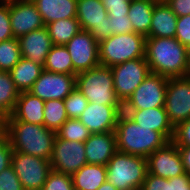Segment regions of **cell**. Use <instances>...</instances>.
Here are the masks:
<instances>
[{"mask_svg": "<svg viewBox=\"0 0 190 190\" xmlns=\"http://www.w3.org/2000/svg\"><path fill=\"white\" fill-rule=\"evenodd\" d=\"M145 59L153 74L186 77L187 47L175 37H146Z\"/></svg>", "mask_w": 190, "mask_h": 190, "instance_id": "obj_1", "label": "cell"}, {"mask_svg": "<svg viewBox=\"0 0 190 190\" xmlns=\"http://www.w3.org/2000/svg\"><path fill=\"white\" fill-rule=\"evenodd\" d=\"M4 136L14 151L51 160L56 132L44 125L5 118Z\"/></svg>", "mask_w": 190, "mask_h": 190, "instance_id": "obj_2", "label": "cell"}, {"mask_svg": "<svg viewBox=\"0 0 190 190\" xmlns=\"http://www.w3.org/2000/svg\"><path fill=\"white\" fill-rule=\"evenodd\" d=\"M117 151L147 158L169 142L160 132L140 127L125 112H121L116 129Z\"/></svg>", "mask_w": 190, "mask_h": 190, "instance_id": "obj_3", "label": "cell"}, {"mask_svg": "<svg viewBox=\"0 0 190 190\" xmlns=\"http://www.w3.org/2000/svg\"><path fill=\"white\" fill-rule=\"evenodd\" d=\"M106 169L107 181L118 190H140L148 173L147 158L117 151Z\"/></svg>", "mask_w": 190, "mask_h": 190, "instance_id": "obj_4", "label": "cell"}, {"mask_svg": "<svg viewBox=\"0 0 190 190\" xmlns=\"http://www.w3.org/2000/svg\"><path fill=\"white\" fill-rule=\"evenodd\" d=\"M145 40L144 35L136 32L112 34L99 43L100 65L113 67L129 60L144 58Z\"/></svg>", "mask_w": 190, "mask_h": 190, "instance_id": "obj_5", "label": "cell"}, {"mask_svg": "<svg viewBox=\"0 0 190 190\" xmlns=\"http://www.w3.org/2000/svg\"><path fill=\"white\" fill-rule=\"evenodd\" d=\"M76 88L88 102L103 105H123L117 98L111 67L99 65L76 75Z\"/></svg>", "mask_w": 190, "mask_h": 190, "instance_id": "obj_6", "label": "cell"}, {"mask_svg": "<svg viewBox=\"0 0 190 190\" xmlns=\"http://www.w3.org/2000/svg\"><path fill=\"white\" fill-rule=\"evenodd\" d=\"M114 90L122 104L132 95L135 89L151 73L144 58H137L111 67Z\"/></svg>", "mask_w": 190, "mask_h": 190, "instance_id": "obj_7", "label": "cell"}, {"mask_svg": "<svg viewBox=\"0 0 190 190\" xmlns=\"http://www.w3.org/2000/svg\"><path fill=\"white\" fill-rule=\"evenodd\" d=\"M11 165L24 190H41L52 171L49 160L18 151L13 152Z\"/></svg>", "mask_w": 190, "mask_h": 190, "instance_id": "obj_8", "label": "cell"}, {"mask_svg": "<svg viewBox=\"0 0 190 190\" xmlns=\"http://www.w3.org/2000/svg\"><path fill=\"white\" fill-rule=\"evenodd\" d=\"M76 18L81 30L89 31L98 43L112 35L108 11L101 0H77Z\"/></svg>", "mask_w": 190, "mask_h": 190, "instance_id": "obj_9", "label": "cell"}, {"mask_svg": "<svg viewBox=\"0 0 190 190\" xmlns=\"http://www.w3.org/2000/svg\"><path fill=\"white\" fill-rule=\"evenodd\" d=\"M168 77L150 73L123 104V109L164 107Z\"/></svg>", "mask_w": 190, "mask_h": 190, "instance_id": "obj_10", "label": "cell"}, {"mask_svg": "<svg viewBox=\"0 0 190 190\" xmlns=\"http://www.w3.org/2000/svg\"><path fill=\"white\" fill-rule=\"evenodd\" d=\"M164 108L174 127L190 118V78L168 79Z\"/></svg>", "mask_w": 190, "mask_h": 190, "instance_id": "obj_11", "label": "cell"}, {"mask_svg": "<svg viewBox=\"0 0 190 190\" xmlns=\"http://www.w3.org/2000/svg\"><path fill=\"white\" fill-rule=\"evenodd\" d=\"M50 163L52 170L72 176L87 164L84 143L63 140L56 135Z\"/></svg>", "mask_w": 190, "mask_h": 190, "instance_id": "obj_12", "label": "cell"}, {"mask_svg": "<svg viewBox=\"0 0 190 190\" xmlns=\"http://www.w3.org/2000/svg\"><path fill=\"white\" fill-rule=\"evenodd\" d=\"M65 46L77 74L100 65L99 43L89 31L80 30Z\"/></svg>", "mask_w": 190, "mask_h": 190, "instance_id": "obj_13", "label": "cell"}, {"mask_svg": "<svg viewBox=\"0 0 190 190\" xmlns=\"http://www.w3.org/2000/svg\"><path fill=\"white\" fill-rule=\"evenodd\" d=\"M76 88V76L43 70L28 91L41 100H64Z\"/></svg>", "mask_w": 190, "mask_h": 190, "instance_id": "obj_14", "label": "cell"}, {"mask_svg": "<svg viewBox=\"0 0 190 190\" xmlns=\"http://www.w3.org/2000/svg\"><path fill=\"white\" fill-rule=\"evenodd\" d=\"M147 168L148 173L166 179L185 174L178 146L172 141L147 157Z\"/></svg>", "mask_w": 190, "mask_h": 190, "instance_id": "obj_15", "label": "cell"}, {"mask_svg": "<svg viewBox=\"0 0 190 190\" xmlns=\"http://www.w3.org/2000/svg\"><path fill=\"white\" fill-rule=\"evenodd\" d=\"M9 16L14 38L45 26L42 16L31 0L9 2Z\"/></svg>", "mask_w": 190, "mask_h": 190, "instance_id": "obj_16", "label": "cell"}, {"mask_svg": "<svg viewBox=\"0 0 190 190\" xmlns=\"http://www.w3.org/2000/svg\"><path fill=\"white\" fill-rule=\"evenodd\" d=\"M122 111L123 105H99L89 102L79 119L92 134L106 133L116 129Z\"/></svg>", "mask_w": 190, "mask_h": 190, "instance_id": "obj_17", "label": "cell"}, {"mask_svg": "<svg viewBox=\"0 0 190 190\" xmlns=\"http://www.w3.org/2000/svg\"><path fill=\"white\" fill-rule=\"evenodd\" d=\"M18 41L22 57L43 67L53 46L46 26L20 36Z\"/></svg>", "mask_w": 190, "mask_h": 190, "instance_id": "obj_18", "label": "cell"}, {"mask_svg": "<svg viewBox=\"0 0 190 190\" xmlns=\"http://www.w3.org/2000/svg\"><path fill=\"white\" fill-rule=\"evenodd\" d=\"M140 127L150 128L160 132L168 141H172L174 126L170 122L164 107L147 109H123Z\"/></svg>", "mask_w": 190, "mask_h": 190, "instance_id": "obj_19", "label": "cell"}, {"mask_svg": "<svg viewBox=\"0 0 190 190\" xmlns=\"http://www.w3.org/2000/svg\"><path fill=\"white\" fill-rule=\"evenodd\" d=\"M85 156L88 164L106 166L117 152L114 131L91 134L84 142Z\"/></svg>", "mask_w": 190, "mask_h": 190, "instance_id": "obj_20", "label": "cell"}, {"mask_svg": "<svg viewBox=\"0 0 190 190\" xmlns=\"http://www.w3.org/2000/svg\"><path fill=\"white\" fill-rule=\"evenodd\" d=\"M44 101L30 92H20L15 108L7 118L10 121H23L44 125Z\"/></svg>", "mask_w": 190, "mask_h": 190, "instance_id": "obj_21", "label": "cell"}, {"mask_svg": "<svg viewBox=\"0 0 190 190\" xmlns=\"http://www.w3.org/2000/svg\"><path fill=\"white\" fill-rule=\"evenodd\" d=\"M177 16L164 0L155 3L149 34L146 37L174 38Z\"/></svg>", "mask_w": 190, "mask_h": 190, "instance_id": "obj_22", "label": "cell"}, {"mask_svg": "<svg viewBox=\"0 0 190 190\" xmlns=\"http://www.w3.org/2000/svg\"><path fill=\"white\" fill-rule=\"evenodd\" d=\"M47 25L60 19L76 18L77 0H31Z\"/></svg>", "mask_w": 190, "mask_h": 190, "instance_id": "obj_23", "label": "cell"}, {"mask_svg": "<svg viewBox=\"0 0 190 190\" xmlns=\"http://www.w3.org/2000/svg\"><path fill=\"white\" fill-rule=\"evenodd\" d=\"M104 165L86 164L72 175L75 190H97L106 180Z\"/></svg>", "mask_w": 190, "mask_h": 190, "instance_id": "obj_24", "label": "cell"}, {"mask_svg": "<svg viewBox=\"0 0 190 190\" xmlns=\"http://www.w3.org/2000/svg\"><path fill=\"white\" fill-rule=\"evenodd\" d=\"M43 70L41 65L22 57L9 74L19 92H28Z\"/></svg>", "mask_w": 190, "mask_h": 190, "instance_id": "obj_25", "label": "cell"}, {"mask_svg": "<svg viewBox=\"0 0 190 190\" xmlns=\"http://www.w3.org/2000/svg\"><path fill=\"white\" fill-rule=\"evenodd\" d=\"M158 0H132L128 12L134 32L144 35L149 34L151 19L155 3Z\"/></svg>", "mask_w": 190, "mask_h": 190, "instance_id": "obj_26", "label": "cell"}, {"mask_svg": "<svg viewBox=\"0 0 190 190\" xmlns=\"http://www.w3.org/2000/svg\"><path fill=\"white\" fill-rule=\"evenodd\" d=\"M43 69L53 73L77 75L71 56L65 45H53L46 57Z\"/></svg>", "mask_w": 190, "mask_h": 190, "instance_id": "obj_27", "label": "cell"}, {"mask_svg": "<svg viewBox=\"0 0 190 190\" xmlns=\"http://www.w3.org/2000/svg\"><path fill=\"white\" fill-rule=\"evenodd\" d=\"M45 26L53 45H66L81 30L77 18L60 19Z\"/></svg>", "mask_w": 190, "mask_h": 190, "instance_id": "obj_28", "label": "cell"}, {"mask_svg": "<svg viewBox=\"0 0 190 190\" xmlns=\"http://www.w3.org/2000/svg\"><path fill=\"white\" fill-rule=\"evenodd\" d=\"M20 95L7 71H0V113L6 118L11 115Z\"/></svg>", "mask_w": 190, "mask_h": 190, "instance_id": "obj_29", "label": "cell"}, {"mask_svg": "<svg viewBox=\"0 0 190 190\" xmlns=\"http://www.w3.org/2000/svg\"><path fill=\"white\" fill-rule=\"evenodd\" d=\"M44 126L57 132L68 119L64 100L51 99L44 101Z\"/></svg>", "mask_w": 190, "mask_h": 190, "instance_id": "obj_30", "label": "cell"}, {"mask_svg": "<svg viewBox=\"0 0 190 190\" xmlns=\"http://www.w3.org/2000/svg\"><path fill=\"white\" fill-rule=\"evenodd\" d=\"M21 58L18 38L0 42V71L9 72Z\"/></svg>", "mask_w": 190, "mask_h": 190, "instance_id": "obj_31", "label": "cell"}, {"mask_svg": "<svg viewBox=\"0 0 190 190\" xmlns=\"http://www.w3.org/2000/svg\"><path fill=\"white\" fill-rule=\"evenodd\" d=\"M91 134L90 130L77 118L67 119L56 132V135L63 140L82 143H84Z\"/></svg>", "mask_w": 190, "mask_h": 190, "instance_id": "obj_32", "label": "cell"}, {"mask_svg": "<svg viewBox=\"0 0 190 190\" xmlns=\"http://www.w3.org/2000/svg\"><path fill=\"white\" fill-rule=\"evenodd\" d=\"M87 98L75 88L65 99L64 105L68 119H79L88 105Z\"/></svg>", "mask_w": 190, "mask_h": 190, "instance_id": "obj_33", "label": "cell"}, {"mask_svg": "<svg viewBox=\"0 0 190 190\" xmlns=\"http://www.w3.org/2000/svg\"><path fill=\"white\" fill-rule=\"evenodd\" d=\"M41 190H74L72 176L52 170Z\"/></svg>", "mask_w": 190, "mask_h": 190, "instance_id": "obj_34", "label": "cell"}, {"mask_svg": "<svg viewBox=\"0 0 190 190\" xmlns=\"http://www.w3.org/2000/svg\"><path fill=\"white\" fill-rule=\"evenodd\" d=\"M0 190H24L12 165L0 173Z\"/></svg>", "mask_w": 190, "mask_h": 190, "instance_id": "obj_35", "label": "cell"}, {"mask_svg": "<svg viewBox=\"0 0 190 190\" xmlns=\"http://www.w3.org/2000/svg\"><path fill=\"white\" fill-rule=\"evenodd\" d=\"M13 37L9 16V2L0 1V42Z\"/></svg>", "mask_w": 190, "mask_h": 190, "instance_id": "obj_36", "label": "cell"}, {"mask_svg": "<svg viewBox=\"0 0 190 190\" xmlns=\"http://www.w3.org/2000/svg\"><path fill=\"white\" fill-rule=\"evenodd\" d=\"M110 22V31L112 34L133 33L130 18L128 15H108Z\"/></svg>", "mask_w": 190, "mask_h": 190, "instance_id": "obj_37", "label": "cell"}, {"mask_svg": "<svg viewBox=\"0 0 190 190\" xmlns=\"http://www.w3.org/2000/svg\"><path fill=\"white\" fill-rule=\"evenodd\" d=\"M140 190H172V178L166 179L147 173Z\"/></svg>", "mask_w": 190, "mask_h": 190, "instance_id": "obj_38", "label": "cell"}, {"mask_svg": "<svg viewBox=\"0 0 190 190\" xmlns=\"http://www.w3.org/2000/svg\"><path fill=\"white\" fill-rule=\"evenodd\" d=\"M172 142L176 146H190V118L174 127Z\"/></svg>", "mask_w": 190, "mask_h": 190, "instance_id": "obj_39", "label": "cell"}, {"mask_svg": "<svg viewBox=\"0 0 190 190\" xmlns=\"http://www.w3.org/2000/svg\"><path fill=\"white\" fill-rule=\"evenodd\" d=\"M175 38L182 45L190 46V14L177 17Z\"/></svg>", "mask_w": 190, "mask_h": 190, "instance_id": "obj_40", "label": "cell"}, {"mask_svg": "<svg viewBox=\"0 0 190 190\" xmlns=\"http://www.w3.org/2000/svg\"><path fill=\"white\" fill-rule=\"evenodd\" d=\"M108 15H128L132 0H101Z\"/></svg>", "mask_w": 190, "mask_h": 190, "instance_id": "obj_41", "label": "cell"}, {"mask_svg": "<svg viewBox=\"0 0 190 190\" xmlns=\"http://www.w3.org/2000/svg\"><path fill=\"white\" fill-rule=\"evenodd\" d=\"M13 152L8 139L5 136L0 138V173L11 165Z\"/></svg>", "mask_w": 190, "mask_h": 190, "instance_id": "obj_42", "label": "cell"}, {"mask_svg": "<svg viewBox=\"0 0 190 190\" xmlns=\"http://www.w3.org/2000/svg\"><path fill=\"white\" fill-rule=\"evenodd\" d=\"M177 17L190 14V0H164Z\"/></svg>", "mask_w": 190, "mask_h": 190, "instance_id": "obj_43", "label": "cell"}, {"mask_svg": "<svg viewBox=\"0 0 190 190\" xmlns=\"http://www.w3.org/2000/svg\"><path fill=\"white\" fill-rule=\"evenodd\" d=\"M172 190H190V176L185 173L178 177H172Z\"/></svg>", "mask_w": 190, "mask_h": 190, "instance_id": "obj_44", "label": "cell"}, {"mask_svg": "<svg viewBox=\"0 0 190 190\" xmlns=\"http://www.w3.org/2000/svg\"><path fill=\"white\" fill-rule=\"evenodd\" d=\"M185 173L190 176V146H178Z\"/></svg>", "mask_w": 190, "mask_h": 190, "instance_id": "obj_45", "label": "cell"}, {"mask_svg": "<svg viewBox=\"0 0 190 190\" xmlns=\"http://www.w3.org/2000/svg\"><path fill=\"white\" fill-rule=\"evenodd\" d=\"M97 190H118L111 182L105 181Z\"/></svg>", "mask_w": 190, "mask_h": 190, "instance_id": "obj_46", "label": "cell"}, {"mask_svg": "<svg viewBox=\"0 0 190 190\" xmlns=\"http://www.w3.org/2000/svg\"><path fill=\"white\" fill-rule=\"evenodd\" d=\"M186 77L190 78V46L187 47Z\"/></svg>", "mask_w": 190, "mask_h": 190, "instance_id": "obj_47", "label": "cell"}, {"mask_svg": "<svg viewBox=\"0 0 190 190\" xmlns=\"http://www.w3.org/2000/svg\"><path fill=\"white\" fill-rule=\"evenodd\" d=\"M5 117L0 113V138L4 136Z\"/></svg>", "mask_w": 190, "mask_h": 190, "instance_id": "obj_48", "label": "cell"}, {"mask_svg": "<svg viewBox=\"0 0 190 190\" xmlns=\"http://www.w3.org/2000/svg\"><path fill=\"white\" fill-rule=\"evenodd\" d=\"M2 2H11V1H19V0H0Z\"/></svg>", "mask_w": 190, "mask_h": 190, "instance_id": "obj_49", "label": "cell"}]
</instances>
